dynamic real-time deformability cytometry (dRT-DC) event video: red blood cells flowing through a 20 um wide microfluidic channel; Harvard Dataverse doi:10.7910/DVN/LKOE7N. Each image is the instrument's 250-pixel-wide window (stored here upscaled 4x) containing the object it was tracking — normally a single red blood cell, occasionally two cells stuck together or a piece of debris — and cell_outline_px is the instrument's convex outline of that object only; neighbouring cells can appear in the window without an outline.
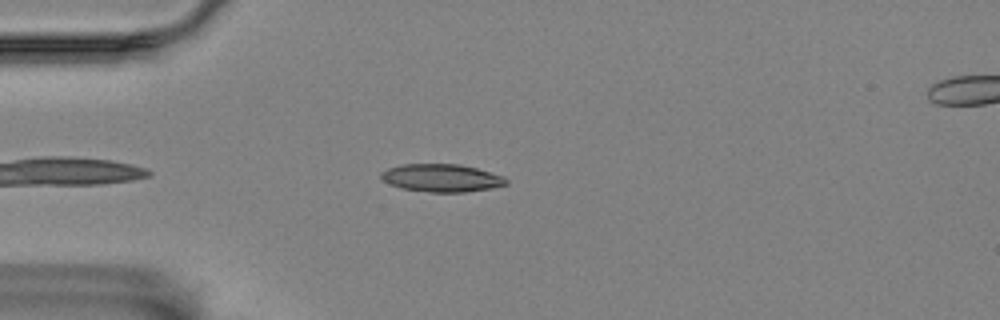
{"species": "Egyptian fruit bat (a non-hibernating species)", "species_latin": "Rousettus aegyptiacus", "temperature_condition": "room temperature", "stored_images_in_passage": 43, "camera_frame_rate_fps": 3000, "um_per_image_px": 0.085, "animal": {"sex": "female"}, "frame": {"image": 1, "passage_image": 5, "time_ms": 1.333, "image_size_px": [1000, 320], "cell_outline_px": [[508, 184], [492, 188], [464, 192], [432, 192], [400, 188], [384, 180], [380, 176], [380, 172], [388, 168], [400, 164], [460, 164], [476, 168], [504, 176], [508, 180]], "centroid_in_image_um": [37.55, 15.12], "position_along_channel_um": 47.4, "area_um2": 20.23}}
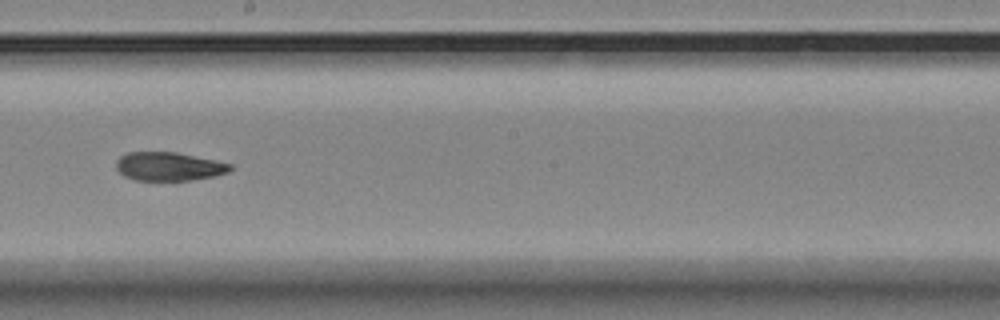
{"frame": {"image": 2, "passage_image": 22, "time_ms": 7.0, "image_size_px": [1000, 320], "cell_outline_px": [[232, 168], [228, 172], [216, 176], [192, 180], [136, 180], [124, 176], [116, 168], [116, 160], [120, 156], [128, 152], [176, 152], [216, 160], [232, 164]], "centroid_in_image_um": [14.36, 14.14], "position_along_channel_um": 233.8, "area_um2": 19.07}}
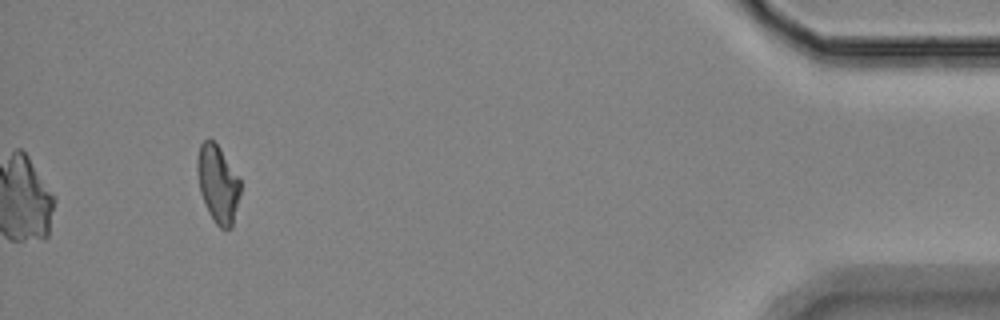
{"frame": {"image": 3, "passage_image": 43, "time_ms": 14.0, "image_size_px": [1000, 320], "cell_outline_px": [[240, 192], [232, 228], [220, 228], [216, 224], [208, 212], [200, 192], [196, 168], [196, 160], [200, 144], [208, 136], [220, 148], [240, 180]], "centroid_in_image_um": [18.49, 15.61], "position_along_channel_um": 416.7, "area_um2": 19.42}, "authors_computed_cell_mechanics": {"area_um2": 20.1722, "velocity_mm_per_s": 3.5418, "shape_relaxation_time_tau1_ms": null, "shape_relaxation_time_tau2_ms": 4.4935, "deformation_change_tau1": null, "deformation_change_tau2": 0.1006}}